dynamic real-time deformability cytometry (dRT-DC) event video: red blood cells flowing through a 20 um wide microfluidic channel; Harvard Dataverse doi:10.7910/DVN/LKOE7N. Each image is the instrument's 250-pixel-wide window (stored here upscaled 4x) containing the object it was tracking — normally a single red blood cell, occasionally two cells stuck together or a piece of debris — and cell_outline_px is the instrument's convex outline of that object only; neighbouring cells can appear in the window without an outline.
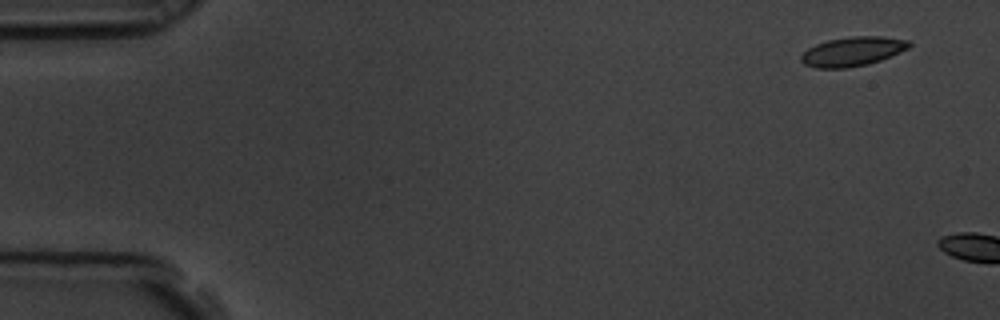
{"species": "common noctule bat (a hibernating species)", "species_latin": "Nyctalus noctula", "temperature_condition": "room temperature", "stored_images_in_passage": 2, "camera_frame_rate_fps": 3000, "um_per_image_px": 0.085, "animal": {"sex": "male", "body_mass_g": 19.5, "forearm_length_mm": 54.6}, "frame": {"image": 1, "passage_image": 1, "time_ms": 0.0, "image_size_px": [1000, 320], "cell_outline_px": [[912, 44], [908, 48], [900, 52], [880, 60], [868, 64], [844, 68], [816, 68], [804, 64], [800, 60], [800, 56], [808, 48], [816, 44], [828, 40], [848, 36], [880, 36], [908, 40]], "centroid_in_image_um": [72.45, 4.37], "position_along_channel_um": 12.6, "area_um2": 18.38}}